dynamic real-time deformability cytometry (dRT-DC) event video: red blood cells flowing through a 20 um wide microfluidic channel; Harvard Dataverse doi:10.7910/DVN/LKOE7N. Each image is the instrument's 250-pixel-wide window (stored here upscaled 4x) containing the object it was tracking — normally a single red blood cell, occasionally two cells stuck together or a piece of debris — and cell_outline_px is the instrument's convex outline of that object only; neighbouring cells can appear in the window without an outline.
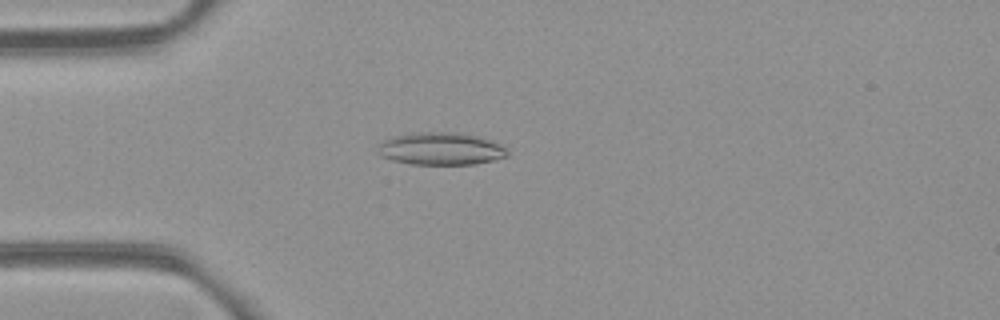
{"species": "common noctule bat (a hibernating species)", "species_latin": "Nyctalus noctula", "temperature_condition": "room temperature", "stored_images_in_passage": 53, "camera_frame_rate_fps": 3000, "um_per_image_px": 0.085, "animal": {"sex": "female", "body_mass_g": 21.9}, "frame": {"image": 1, "passage_image": 15, "time_ms": 4.667, "image_size_px": [1000, 320], "cell_outline_px": [[508, 156], [476, 164], [412, 164], [392, 160], [380, 156], [380, 140], [392, 136], [412, 132], [444, 132], [476, 136], [492, 140], [508, 148]], "centroid_in_image_um": [37.47, 12.64], "position_along_channel_um": 47.5, "area_um2": 24.51}}
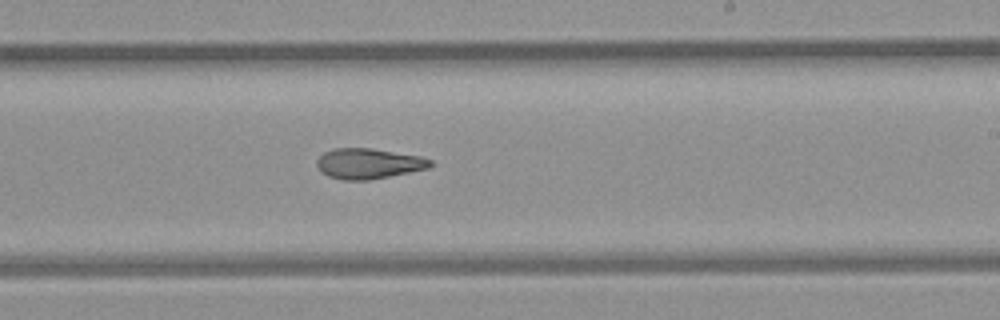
{"frame": {"image": 2, "passage_image": 32, "time_ms": 10.333, "image_size_px": [1000, 320], "cell_outline_px": [[432, 164], [428, 168], [368, 180], [344, 180], [328, 176], [320, 172], [316, 164], [316, 160], [324, 152], [332, 148], [372, 148], [420, 156], [432, 160]], "centroid_in_image_um": [31.28, 13.89], "position_along_channel_um": 257.7, "area_um2": 20.06}}
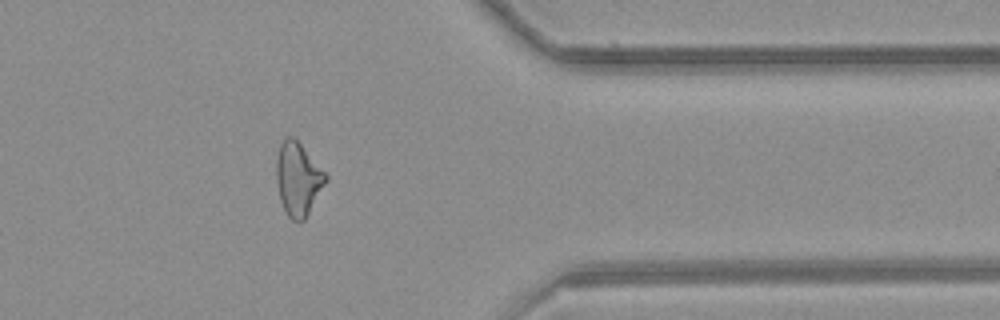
{"frame": {"image": 3, "passage_image": 43, "time_ms": 14.0, "image_size_px": [1000, 320], "cell_outline_px": [[328, 180], [304, 220], [292, 220], [288, 216], [280, 200], [276, 180], [276, 160], [280, 144], [288, 136], [292, 136], [300, 144], [328, 176]], "centroid_in_image_um": [25.32, 15.22], "position_along_channel_um": 386.1, "area_um2": 20.69}, "authors_computed_cell_mechanics": {"area_um2": 21.6172, "velocity_mm_per_s": 3.9631, "shape_relaxation_time_tau1_ms": null, "shape_relaxation_time_tau2_ms": 6.2796, "deformation_change_tau1": null, "deformation_change_tau2": 0.1665}}